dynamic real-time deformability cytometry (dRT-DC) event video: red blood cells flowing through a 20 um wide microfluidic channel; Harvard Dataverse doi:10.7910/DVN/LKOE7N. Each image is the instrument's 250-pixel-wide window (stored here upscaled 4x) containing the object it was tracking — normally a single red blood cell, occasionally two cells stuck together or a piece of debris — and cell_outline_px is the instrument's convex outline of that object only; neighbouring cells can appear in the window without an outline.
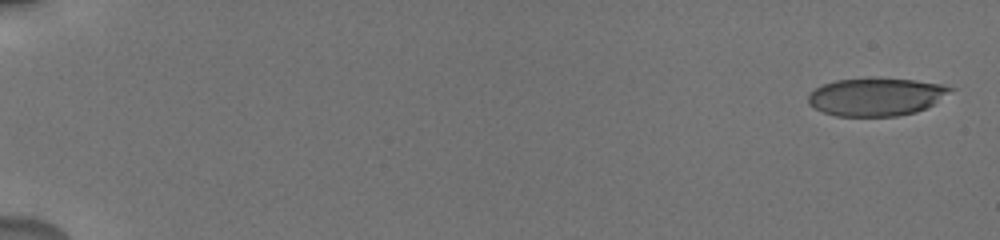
{"species": "human", "species_latin": "Homo sapiens", "temperature_condition": "cold", "stored_images_in_passage": 16, "camera_frame_rate_fps": 3000, "um_per_image_px": 0.085, "donor": {"sex": "male"}, "frame": {"image": 1, "passage_image": 1, "time_ms": 0.0, "image_size_px": [1000, 240], "cell_outline_px": [[956, 88], [932, 104], [916, 112], [896, 116], [836, 116], [824, 112], [808, 104], [808, 92], [824, 84], [836, 80], [872, 76], [916, 80], [940, 84]], "centroid_in_image_um": [74.44, 8.2], "position_along_channel_um": 10.6, "area_um2": 31.73}}
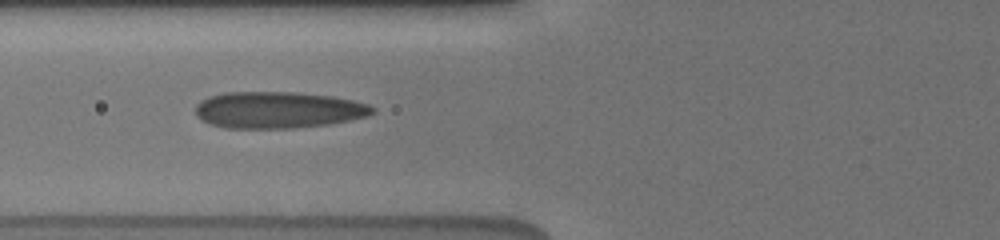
{"frame": {"image": 2, "passage_image": 12, "time_ms": 7.333, "image_size_px": [1000, 240], "cell_outline_px": [[376, 112], [368, 116], [352, 120], [328, 124], [292, 128], [224, 128], [212, 124], [196, 116], [196, 104], [200, 100], [208, 96], [224, 92], [292, 92], [332, 96], [352, 100], [368, 104], [376, 108]], "centroid_in_image_um": [23.65, 9.34], "position_along_channel_um": 102.1, "area_um2": 37.92}}
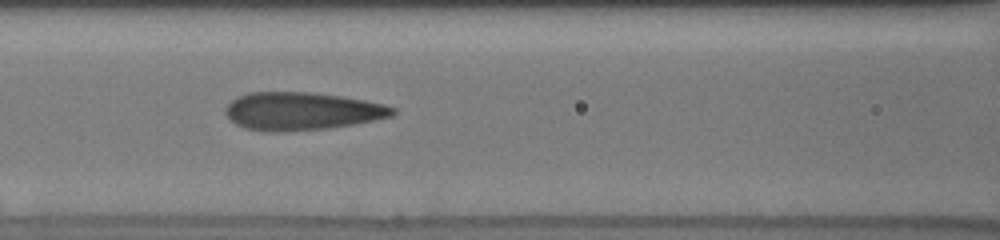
{"frame": {"image": 3, "passage_image": 15, "time_ms": 8.333, "image_size_px": [1000, 240], "cell_outline_px": [[396, 112], [392, 116], [352, 124], [328, 128], [280, 132], [268, 132], [244, 128], [236, 124], [224, 112], [224, 108], [236, 96], [248, 92], [312, 92], [340, 96], [364, 100], [384, 104], [396, 108]], "centroid_in_image_um": [25.61, 9.44], "position_along_channel_um": 141.0, "area_um2": 36.93}}